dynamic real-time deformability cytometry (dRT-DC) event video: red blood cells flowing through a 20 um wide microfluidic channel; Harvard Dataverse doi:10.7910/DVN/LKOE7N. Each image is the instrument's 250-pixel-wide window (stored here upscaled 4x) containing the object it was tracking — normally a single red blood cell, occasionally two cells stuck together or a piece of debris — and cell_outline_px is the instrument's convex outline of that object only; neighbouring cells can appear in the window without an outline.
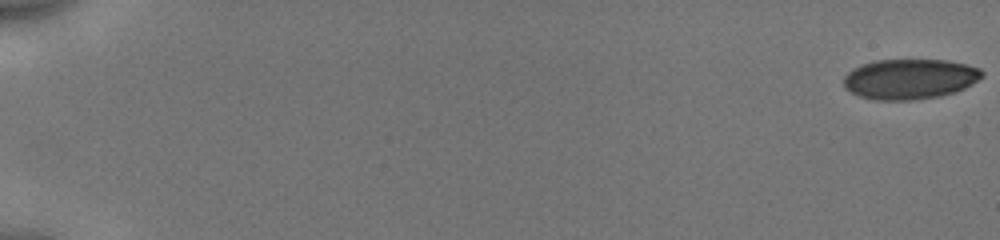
{"species": "human", "species_latin": "Homo sapiens", "temperature_condition": "cold", "stored_images_in_passage": 54, "camera_frame_rate_fps": 3000, "um_per_image_px": 0.085, "donor": {"sex": "male"}, "frame": {"image": 1, "passage_image": 1, "time_ms": 0.0, "image_size_px": [1000, 240], "cell_outline_px": [[984, 76], [972, 84], [956, 92], [940, 96], [912, 100], [876, 100], [860, 96], [844, 88], [844, 76], [852, 68], [876, 60], [948, 60], [980, 68], [984, 72]], "centroid_in_image_um": [77.35, 6.72], "position_along_channel_um": 7.7, "area_um2": 32.48}}
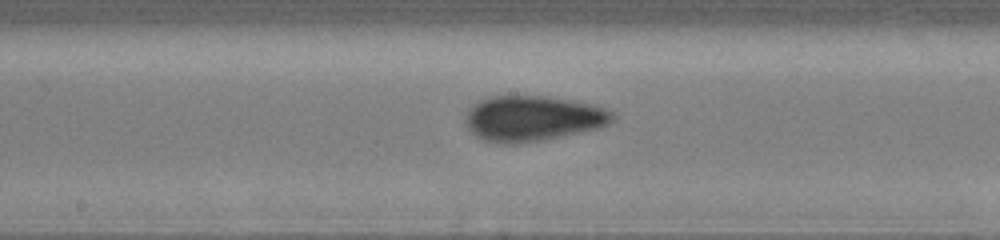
{"frame": {"image": 2, "passage_image": 31, "time_ms": 10.0, "image_size_px": [1000, 240], "cell_outline_px": [[616, 120], [600, 128], [544, 140], [516, 144], [496, 144], [484, 140], [476, 136], [468, 128], [464, 120], [464, 116], [480, 100], [488, 96], [540, 96], [568, 100], [592, 104], [604, 108], [612, 112], [616, 116]], "centroid_in_image_um": [45.29, 10.09], "position_along_channel_um": 202.9, "area_um2": 39.02}}
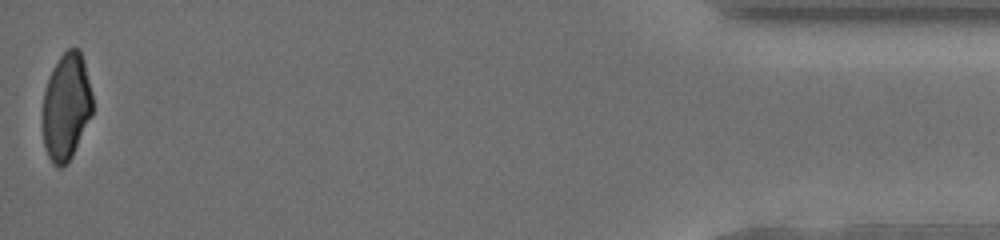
{"frame": {"image": 3, "passage_image": 54, "time_ms": 17.667, "image_size_px": [1000, 240], "cell_outline_px": [[92, 116], [68, 164], [60, 168], [56, 168], [52, 164], [48, 156], [44, 144], [44, 92], [48, 76], [60, 56], [68, 48], [80, 48], [84, 60], [92, 92]], "centroid_in_image_um": [5.65, 9.07], "position_along_channel_um": 429.5, "area_um2": 31.21}, "authors_computed_cell_mechanics": {"area_um2": 35.258, "velocity_mm_per_s": 3.9675, "shape_relaxation_time_tau1_ms": null, "shape_relaxation_time_tau2_ms": 0.9536, "deformation_change_tau1": null, "deformation_change_tau2": 0.052}}